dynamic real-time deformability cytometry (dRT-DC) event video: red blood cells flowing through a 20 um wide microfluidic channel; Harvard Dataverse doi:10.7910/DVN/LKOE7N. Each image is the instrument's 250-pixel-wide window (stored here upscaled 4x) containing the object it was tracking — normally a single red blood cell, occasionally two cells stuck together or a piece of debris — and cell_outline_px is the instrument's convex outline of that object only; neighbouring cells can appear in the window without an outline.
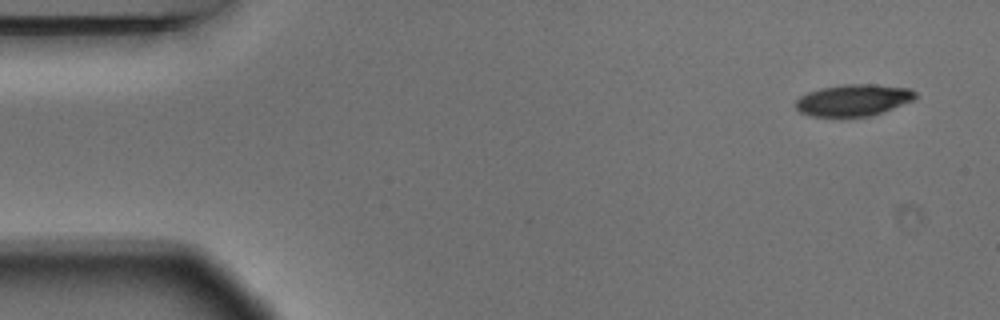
{"species": "Egyptian fruit bat (a non-hibernating species)", "species_latin": "Rousettus aegyptiacus", "temperature_condition": "warm", "stored_images_in_passage": 5, "camera_frame_rate_fps": 3000, "um_per_image_px": 0.085, "animal": {"sex": "male"}, "frame": {"image": 1, "passage_image": 1, "time_ms": 0.0, "image_size_px": [1000, 320], "cell_outline_px": [[916, 96], [912, 100], [872, 116], [812, 116], [800, 112], [796, 108], [796, 100], [800, 96], [808, 92], [820, 88], [844, 84], [872, 84], [908, 88], [916, 92]], "centroid_in_image_um": [72.51, 8.5], "position_along_channel_um": 12.5, "area_um2": 21.85}}
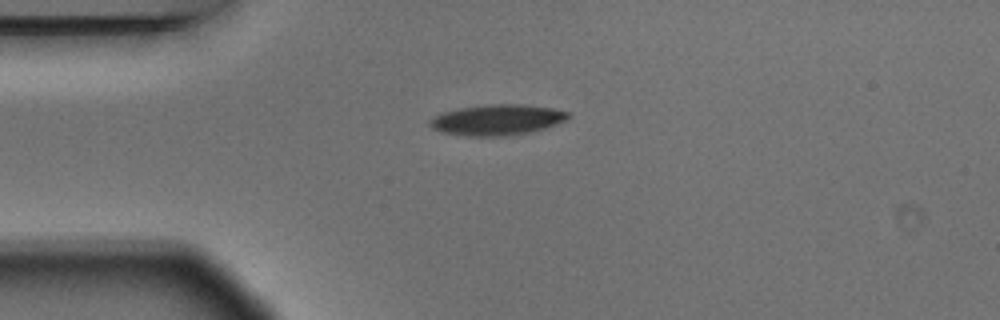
{"frame": {"image": 2, "passage_image": 4, "time_ms": 1.0, "image_size_px": [1000, 320], "cell_outline_px": [[572, 116], [556, 124], [544, 128], [528, 132], [508, 136], [464, 136], [440, 132], [432, 128], [428, 124], [428, 120], [444, 112], [460, 108], [488, 104], [520, 104], [552, 108], [568, 112]], "centroid_in_image_um": [42.23, 10.19], "position_along_channel_um": 42.8, "area_um2": 24.68}}